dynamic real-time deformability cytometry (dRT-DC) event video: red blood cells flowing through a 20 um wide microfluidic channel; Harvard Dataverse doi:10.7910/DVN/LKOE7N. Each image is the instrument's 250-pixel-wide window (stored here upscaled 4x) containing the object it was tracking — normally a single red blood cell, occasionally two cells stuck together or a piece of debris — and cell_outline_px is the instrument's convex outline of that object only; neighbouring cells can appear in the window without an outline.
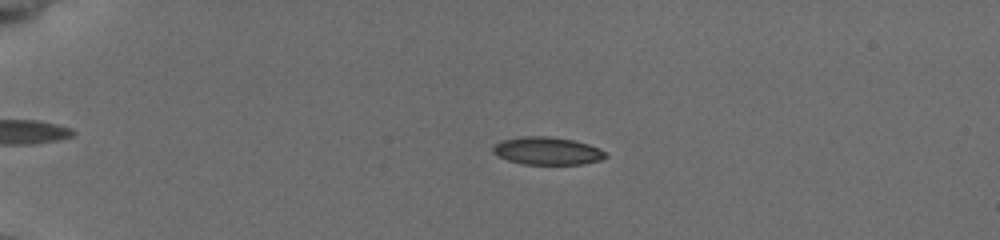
{"species": "common noctule bat (a hibernating species)", "species_latin": "Nyctalus noctula", "temperature_condition": "cold", "stored_images_in_passage": 55, "camera_frame_rate_fps": 3000, "um_per_image_px": 0.085, "animal": {"sex": "female", "body_mass_g": 19.5, "forearm_length_mm": 54.1}, "frame": {"image": 1, "passage_image": 14, "time_ms": 4.333, "image_size_px": [1000, 240], "cell_outline_px": [[608, 156], [604, 160], [584, 164], [524, 164], [508, 160], [496, 156], [492, 152], [492, 148], [500, 140], [520, 136], [548, 136], [572, 140], [588, 144], [600, 148]], "centroid_in_image_um": [46.52, 12.83], "position_along_channel_um": 38.5, "area_um2": 18.38}}
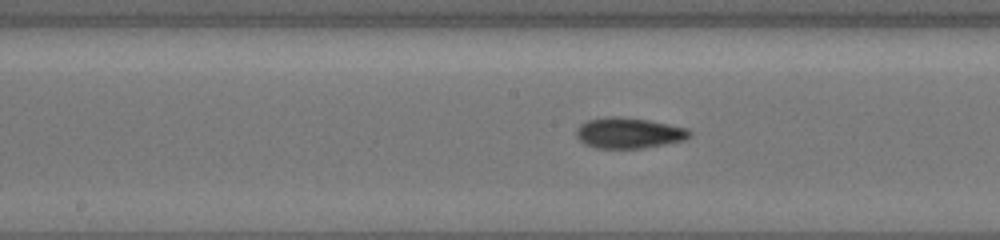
{"frame": {"image": 2, "passage_image": 31, "time_ms": 10.0, "image_size_px": [1000, 240], "cell_outline_px": [[692, 136], [684, 140], [644, 148], [596, 148], [584, 144], [576, 136], [576, 128], [580, 124], [588, 120], [608, 116], [612, 116], [648, 120], [688, 128], [692, 132]], "centroid_in_image_um": [53.45, 11.31], "position_along_channel_um": 194.8, "area_um2": 20.29}}
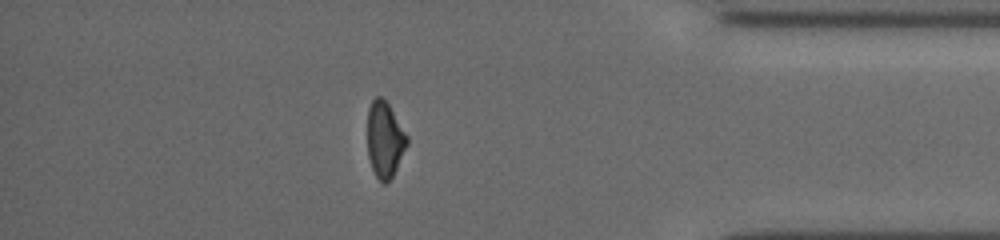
{"frame": {"image": 3, "passage_image": 49, "time_ms": 16.0, "image_size_px": [1000, 240], "cell_outline_px": [[408, 144], [392, 176], [384, 184], [376, 176], [372, 168], [368, 156], [368, 108], [372, 100], [376, 96], [380, 96], [388, 104], [408, 136]], "centroid_in_image_um": [32.7, 11.85], "position_along_channel_um": 402.5, "area_um2": 17.22}, "authors_computed_cell_mechanics": {"area_um2": 18.496, "velocity_mm_per_s": 3.8587, "shape_relaxation_time_tau1_ms": 6.8769, "shape_relaxation_time_tau2_ms": 3.1506, "deformation_change_tau1": 0.1501, "deformation_change_tau2": 0.0839}}